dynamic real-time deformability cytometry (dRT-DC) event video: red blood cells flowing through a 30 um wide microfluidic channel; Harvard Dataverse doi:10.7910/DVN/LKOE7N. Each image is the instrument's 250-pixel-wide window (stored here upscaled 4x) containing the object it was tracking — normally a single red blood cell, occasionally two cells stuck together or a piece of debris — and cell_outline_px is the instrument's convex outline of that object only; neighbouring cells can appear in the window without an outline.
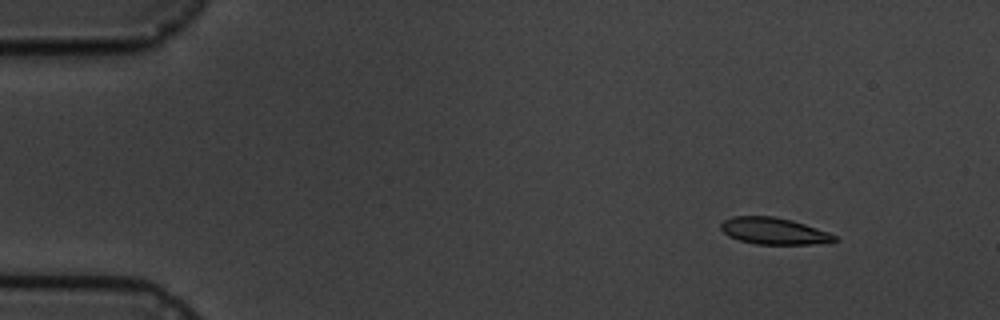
{"species": "common noctule bat (a hibernating species)", "species_latin": "Nyctalus noctula", "temperature_condition": "cold", "stored_images_in_passage": 5, "camera_frame_rate_fps": 3000, "um_per_image_px": 0.085, "animal": {"sex": "male", "body_mass_g": 19.5, "forearm_length_mm": 54.6}, "frame": {"image": 1, "passage_image": 1, "time_ms": 0.0, "image_size_px": [1000, 320], "cell_outline_px": [[840, 240], [812, 244], [756, 244], [740, 240], [728, 236], [720, 228], [720, 224], [724, 220], [732, 216], [772, 216], [792, 220], [828, 232], [836, 236]], "centroid_in_image_um": [65.75, 19.63], "position_along_channel_um": 19.2, "area_um2": 17.57}}
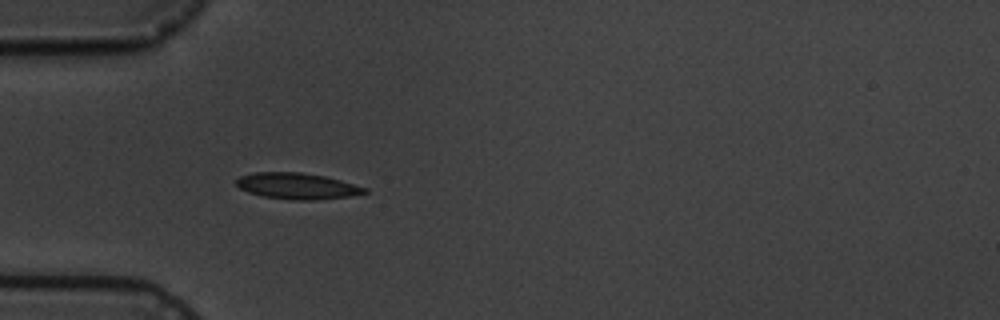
{"frame": {"image": 2, "passage_image": 4, "time_ms": 3.667, "image_size_px": [1000, 320], "cell_outline_px": [[368, 192], [348, 196], [316, 200], [292, 200], [264, 196], [248, 192], [240, 188], [236, 184], [236, 180], [240, 176], [256, 172], [300, 172], [324, 176], [340, 180], [368, 188]], "centroid_in_image_um": [25.26, 15.81], "position_along_channel_um": 59.7, "area_um2": 19.42}}
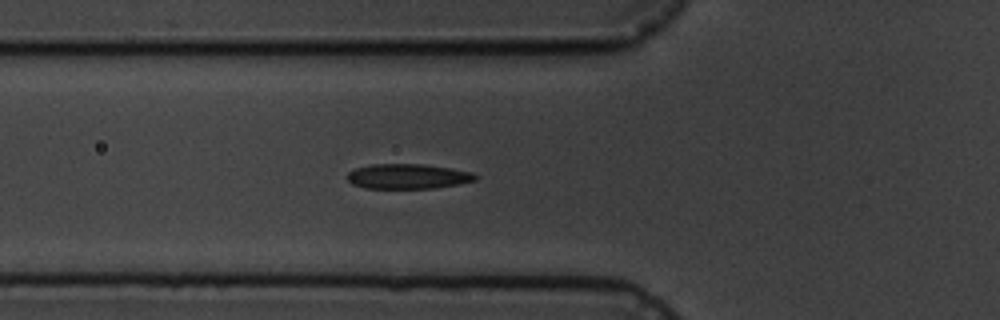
{"frame": {"image": 3, "passage_image": 5, "time_ms": 4.667, "image_size_px": [1000, 320], "cell_outline_px": [[480, 176], [476, 180], [456, 184], [432, 188], [364, 188], [352, 184], [348, 180], [348, 172], [356, 168], [372, 164], [424, 164], [452, 168], [472, 172]], "centroid_in_image_um": [34.68, 14.98], "position_along_channel_um": 91.1, "area_um2": 18.61}}